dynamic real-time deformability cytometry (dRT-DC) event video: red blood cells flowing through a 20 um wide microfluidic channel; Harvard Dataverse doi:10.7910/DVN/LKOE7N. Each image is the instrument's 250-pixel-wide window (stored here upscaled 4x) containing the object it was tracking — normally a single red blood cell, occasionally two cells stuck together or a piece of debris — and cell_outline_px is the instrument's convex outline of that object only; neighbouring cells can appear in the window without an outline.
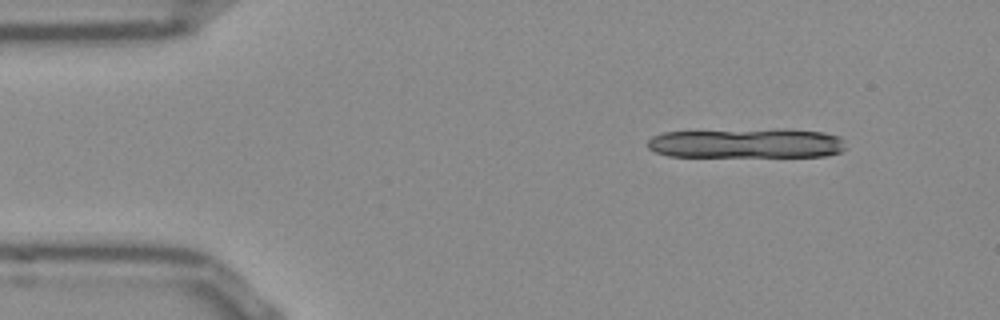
{"species": "Egyptian fruit bat (a non-hibernating species)", "species_latin": "Rousettus aegyptiacus", "temperature_condition": "room temperature", "stored_images_in_passage": 7, "camera_frame_rate_fps": 3000, "um_per_image_px": 0.085, "frame": {"image": 1, "passage_image": 1, "time_ms": 0.0, "image_size_px": [1000, 320], "cell_outline_px": [[848, 148], [840, 152], [828, 156], [668, 156], [656, 152], [648, 148], [648, 140], [652, 136], [664, 132], [784, 128], [824, 132], [840, 136], [844, 140]], "centroid_in_image_um": [63.54, 12.16], "position_along_channel_um": 21.5, "area_um2": 34.85}}